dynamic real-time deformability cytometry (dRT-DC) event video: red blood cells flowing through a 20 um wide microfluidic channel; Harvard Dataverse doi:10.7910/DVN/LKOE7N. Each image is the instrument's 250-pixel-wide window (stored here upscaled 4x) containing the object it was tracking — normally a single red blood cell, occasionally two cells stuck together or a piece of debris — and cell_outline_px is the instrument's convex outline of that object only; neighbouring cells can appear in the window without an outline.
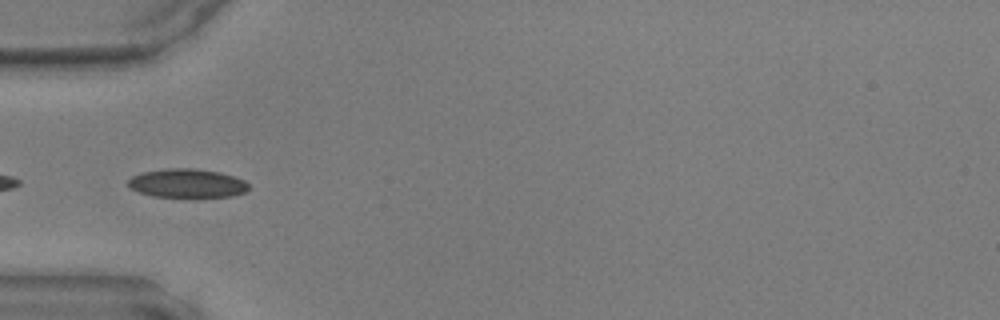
{"species": "common noctule bat (a hibernating species)", "species_latin": "Nyctalus noctula", "temperature_condition": "warm", "stored_images_in_passage": 33, "camera_frame_rate_fps": 3000, "um_per_image_px": 0.085, "animal": {"sex": "male", "body_mass_g": 17.9, "forearm_length_mm": 54.2}, "frame": {"image": 1, "passage_image": 1, "time_ms": 0.0, "image_size_px": [1000, 320], "cell_outline_px": [[248, 188], [244, 192], [232, 196], [152, 196], [140, 192], [132, 188], [128, 184], [128, 180], [132, 176], [144, 172], [168, 168], [192, 168], [220, 172], [244, 180], [248, 184]], "centroid_in_image_um": [15.91, 15.56], "position_along_channel_um": 69.1, "area_um2": 19.77}}
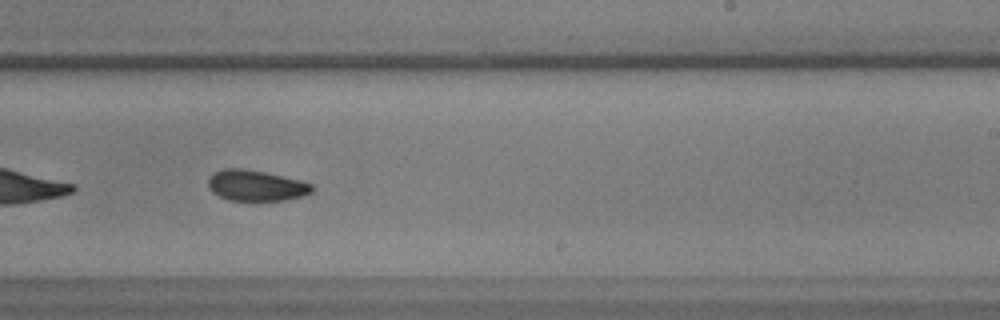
{"frame": {"image": 2, "passage_image": 15, "time_ms": 4.667, "image_size_px": [1000, 320], "cell_outline_px": [[312, 192], [304, 196], [284, 200], [228, 200], [212, 192], [208, 188], [208, 180], [216, 172], [224, 168], [240, 168], [264, 172], [300, 180], [312, 184]], "centroid_in_image_um": [21.76, 15.78], "position_along_channel_um": 267.2, "area_um2": 18.44}}
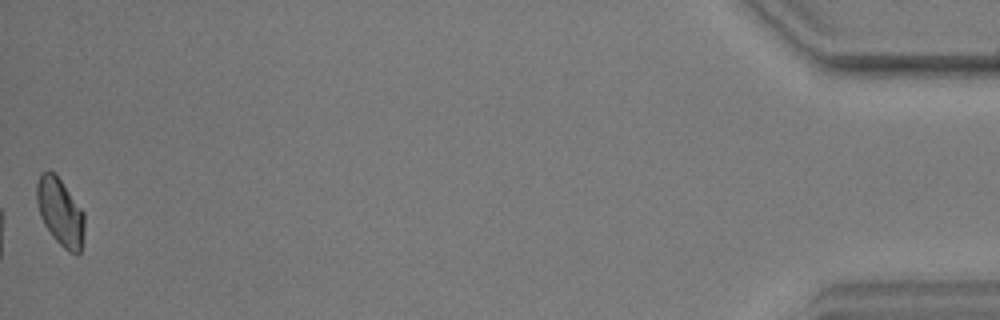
{"frame": {"image": 3, "passage_image": 33, "time_ms": 10.667, "image_size_px": [1000, 320], "cell_outline_px": [[84, 232], [80, 252], [76, 256], [68, 252], [52, 236], [44, 224], [40, 216], [36, 200], [36, 184], [40, 172], [52, 172], [60, 180], [84, 212]], "centroid_in_image_um": [5.11, 18.06], "position_along_channel_um": 430.1, "area_um2": 18.67}}